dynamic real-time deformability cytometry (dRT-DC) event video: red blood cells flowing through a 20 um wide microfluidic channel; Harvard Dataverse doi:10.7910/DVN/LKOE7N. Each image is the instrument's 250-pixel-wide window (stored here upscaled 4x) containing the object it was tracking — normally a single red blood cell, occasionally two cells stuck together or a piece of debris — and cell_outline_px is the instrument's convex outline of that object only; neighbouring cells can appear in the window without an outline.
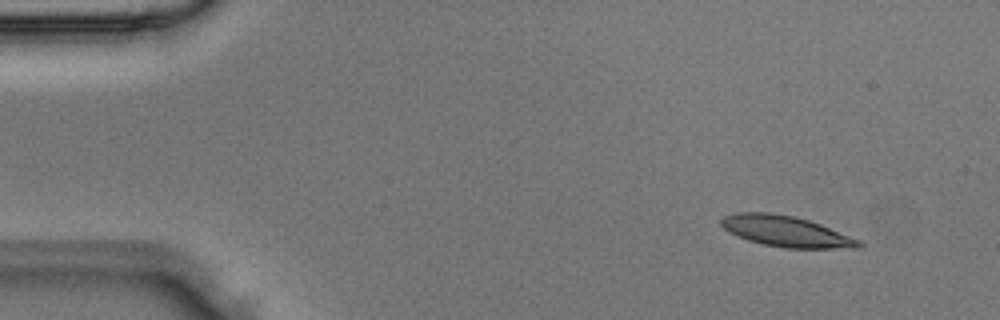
{"species": "Egyptian fruit bat (a non-hibernating species)", "species_latin": "Rousettus aegyptiacus", "temperature_condition": "room temperature", "stored_images_in_passage": 3, "segment_of_instrument_passage": [1, 2], "camera_frame_rate_fps": 3000, "um_per_image_px": 0.085, "animal": {"sex": "male"}, "frame": {"image": 1, "passage_image": 1, "time_ms": 0.0, "image_size_px": [1000, 320], "cell_outline_px": [[864, 244], [860, 248], [784, 248], [764, 244], [748, 240], [736, 236], [728, 232], [720, 224], [720, 220], [724, 216], [736, 212], [768, 212], [792, 216], [808, 220], [820, 224], [860, 240]], "centroid_in_image_um": [66.79, 19.66], "position_along_channel_um": 18.2, "area_um2": 24.68}}